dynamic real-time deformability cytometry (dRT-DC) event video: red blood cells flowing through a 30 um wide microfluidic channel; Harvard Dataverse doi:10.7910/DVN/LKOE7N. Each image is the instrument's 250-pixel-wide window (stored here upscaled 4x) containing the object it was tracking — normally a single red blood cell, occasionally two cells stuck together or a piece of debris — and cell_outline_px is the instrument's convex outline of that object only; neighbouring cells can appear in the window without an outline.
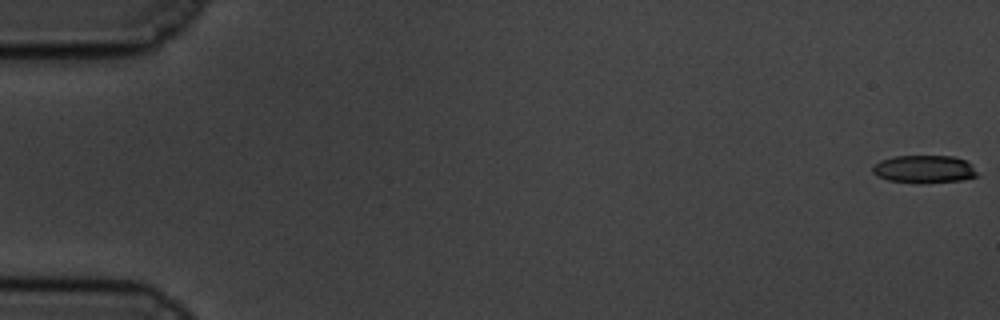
{"species": "common noctule bat (a hibernating species)", "species_latin": "Nyctalus noctula", "temperature_condition": "cold", "stored_images_in_passage": 60, "camera_frame_rate_fps": 3000, "um_per_image_px": 0.085, "animal": {"sex": "male", "body_mass_g": 19.5, "forearm_length_mm": 54.6}, "frame": {"image": 1, "passage_image": 1, "time_ms": 0.0, "image_size_px": [1000, 320], "cell_outline_px": [[976, 176], [960, 180], [924, 184], [888, 180], [876, 176], [872, 172], [872, 168], [880, 160], [892, 156], [952, 156], [964, 160], [972, 164], [976, 172]], "centroid_in_image_um": [78.52, 14.38], "position_along_channel_um": 6.5, "area_um2": 16.99}}
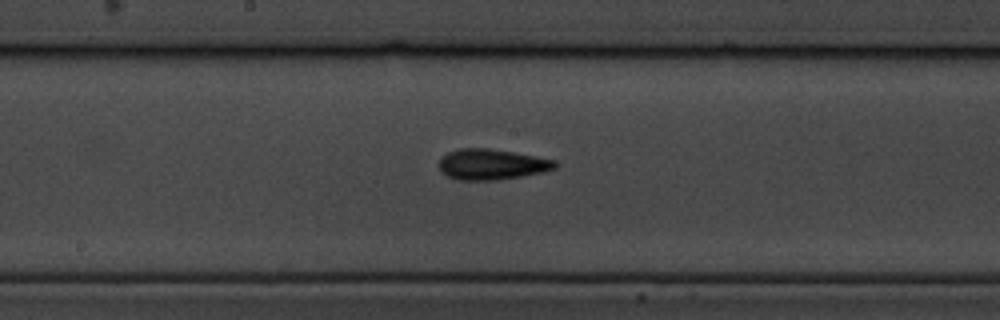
{"frame": {"image": 2, "passage_image": 32, "time_ms": 10.333, "image_size_px": [1000, 320], "cell_outline_px": [[556, 168], [544, 172], [496, 180], [456, 180], [448, 176], [440, 168], [440, 160], [448, 152], [460, 148], [488, 148], [536, 156], [556, 160]], "centroid_in_image_um": [41.82, 13.97], "position_along_channel_um": 206.4, "area_um2": 20.52}}
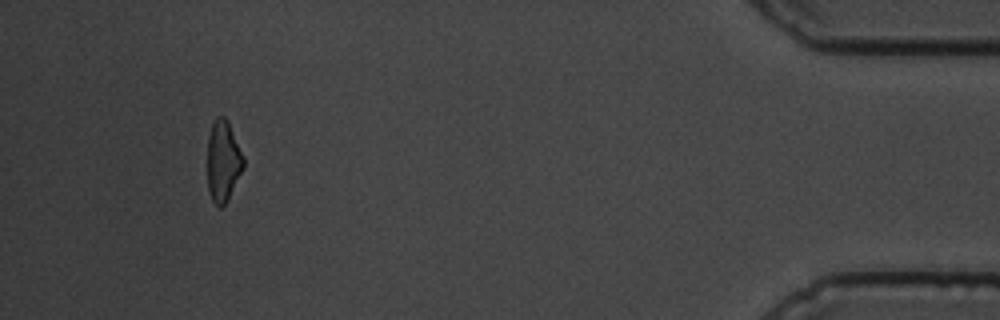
{"frame": {"image": 3, "passage_image": 56, "time_ms": 18.333, "image_size_px": [1000, 320], "cell_outline_px": [[244, 168], [228, 200], [220, 208], [212, 200], [208, 188], [208, 136], [212, 124], [216, 116], [224, 116], [228, 120], [244, 156]], "centroid_in_image_um": [18.98, 13.68], "position_along_channel_um": 416.2, "area_um2": 17.17}, "authors_computed_cell_mechanics": {"area_um2": 18.7272, "velocity_mm_per_s": 3.4262, "shape_relaxation_time_tau1_ms": 3.4345, "shape_relaxation_time_tau2_ms": 3.418, "deformation_change_tau1": 0.1312, "deformation_change_tau2": 0.1171}}